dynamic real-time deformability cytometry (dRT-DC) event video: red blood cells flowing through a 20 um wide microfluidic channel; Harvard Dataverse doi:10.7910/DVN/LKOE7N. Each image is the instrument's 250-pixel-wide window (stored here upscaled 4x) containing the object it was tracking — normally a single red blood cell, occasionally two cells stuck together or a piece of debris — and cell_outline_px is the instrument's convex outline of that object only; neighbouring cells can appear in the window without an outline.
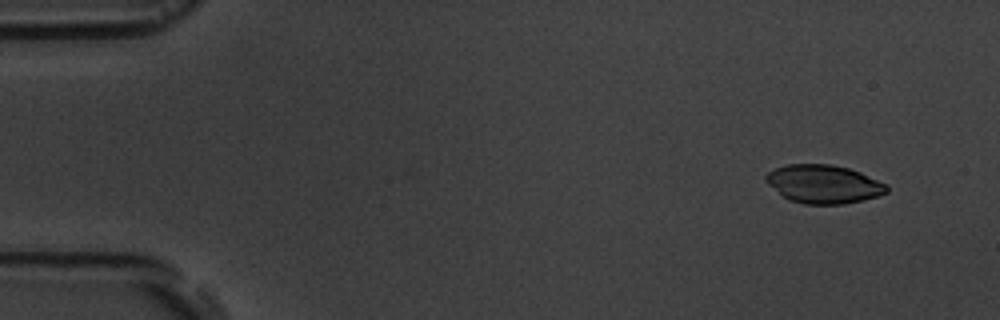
{"species": "common noctule bat (a hibernating species)", "species_latin": "Nyctalus noctula", "temperature_condition": "room temperature", "stored_images_in_passage": 5, "camera_frame_rate_fps": 3000, "um_per_image_px": 0.085, "animal": {"sex": "male", "body_mass_g": 19.5, "forearm_length_mm": 54.6}, "frame": {"image": 1, "passage_image": 1, "time_ms": 0.0, "image_size_px": [1000, 320], "cell_outline_px": [[888, 192], [876, 196], [844, 204], [804, 204], [788, 200], [768, 184], [764, 180], [764, 176], [768, 172], [776, 168], [788, 164], [832, 164], [848, 168], [860, 172], [888, 184]], "centroid_in_image_um": [69.99, 15.64], "position_along_channel_um": 15.0, "area_um2": 27.05}}